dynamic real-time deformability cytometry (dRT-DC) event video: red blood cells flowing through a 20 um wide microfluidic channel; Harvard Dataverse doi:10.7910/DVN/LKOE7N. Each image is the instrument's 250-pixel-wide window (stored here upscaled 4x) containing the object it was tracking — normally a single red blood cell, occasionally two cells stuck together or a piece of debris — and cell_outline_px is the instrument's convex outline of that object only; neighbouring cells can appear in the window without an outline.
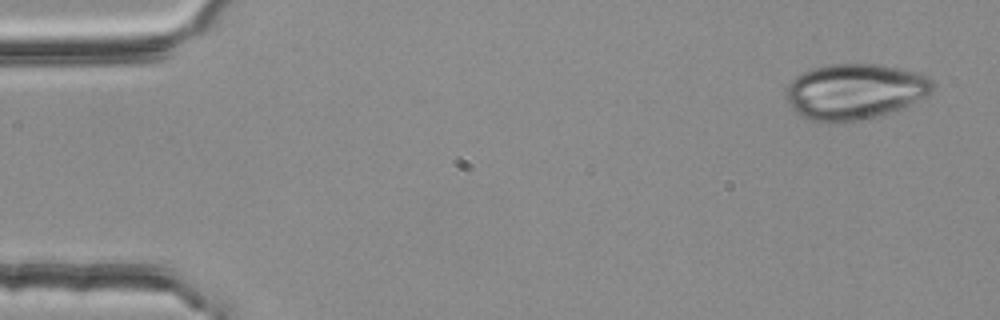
{"species": "common noctule bat (a hibernating species)", "species_latin": "Nyctalus noctula", "temperature_condition": "room temperature", "stored_images_in_passage": 3, "camera_frame_rate_fps": 3000, "um_per_image_px": 0.085, "animal": {"sex": "female", "body_mass_g": 25.1}, "frame": {"image": 1, "passage_image": 1, "time_ms": 0.0, "image_size_px": [1000, 320], "cell_outline_px": [[936, 88], [928, 96], [900, 108], [876, 116], [856, 120], [808, 120], [800, 116], [788, 104], [784, 96], [784, 92], [788, 84], [796, 76], [812, 68], [828, 64], [880, 64], [920, 72], [928, 76], [936, 84]], "centroid_in_image_um": [72.68, 7.74], "position_along_channel_um": 12.3, "area_um2": 47.57}}